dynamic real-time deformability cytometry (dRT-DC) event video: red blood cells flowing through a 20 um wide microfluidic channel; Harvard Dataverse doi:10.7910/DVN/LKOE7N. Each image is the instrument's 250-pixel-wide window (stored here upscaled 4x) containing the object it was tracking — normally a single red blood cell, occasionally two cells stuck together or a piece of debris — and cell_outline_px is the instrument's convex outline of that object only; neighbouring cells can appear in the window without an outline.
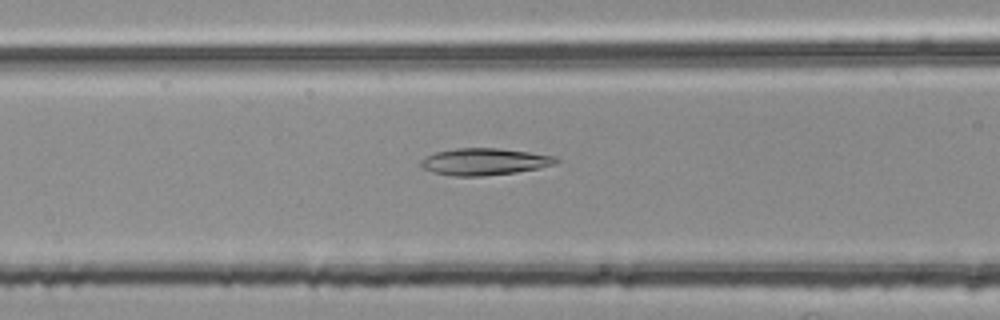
{"species": "common noctule bat (a hibernating species)", "species_latin": "Nyctalus noctula", "temperature_condition": "room temperature", "stored_images_in_passage": 54, "camera_frame_rate_fps": 3000, "um_per_image_px": 0.085, "animal": {"sex": "female", "body_mass_g": 25.1}, "frame": {"image": 1, "passage_image": 22, "time_ms": 7.0, "image_size_px": [1000, 320], "cell_outline_px": [[560, 160], [556, 164], [540, 168], [516, 172], [484, 176], [452, 176], [436, 172], [424, 168], [420, 164], [420, 160], [436, 152], [456, 148], [500, 148], [556, 156]], "centroid_in_image_um": [41.23, 13.74], "position_along_channel_um": 125.4, "area_um2": 21.1}}
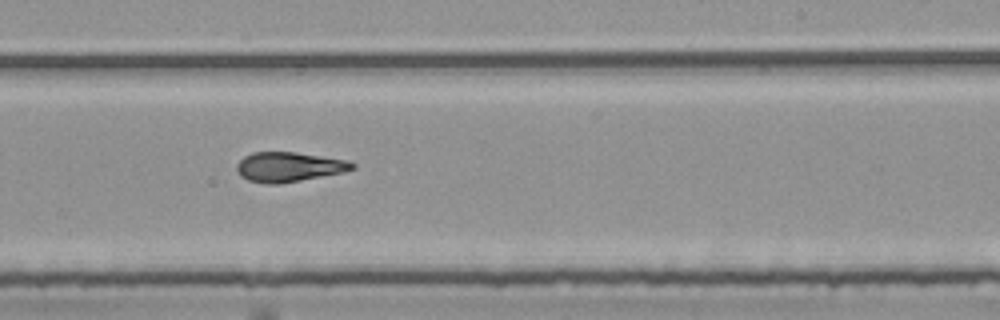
{"frame": {"image": 2, "passage_image": 33, "time_ms": 10.667, "image_size_px": [1000, 320], "cell_outline_px": [[356, 168], [344, 172], [300, 180], [276, 184], [268, 184], [248, 180], [240, 176], [236, 172], [236, 164], [244, 156], [252, 152], [296, 152], [348, 160], [356, 164]], "centroid_in_image_um": [24.54, 14.18], "position_along_channel_um": 264.5, "area_um2": 20.06}}
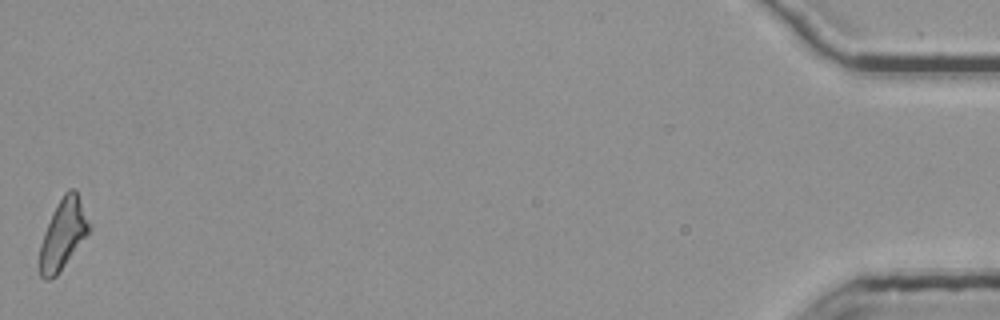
{"frame": {"image": 3, "passage_image": 54, "time_ms": 17.667, "image_size_px": [1000, 320], "cell_outline_px": [[92, 228], [56, 276], [48, 280], [44, 280], [40, 276], [40, 244], [44, 232], [52, 212], [64, 192], [68, 188], [76, 188]], "centroid_in_image_um": [5.36, 19.87], "position_along_channel_um": 429.8, "area_um2": 20.11}, "authors_computed_cell_mechanics": {"area_um2": 20.2011, "velocity_mm_per_s": 3.7942, "shape_relaxation_time_tau1_ms": null, "shape_relaxation_time_tau2_ms": 1.8683, "deformation_change_tau1": null, "deformation_change_tau2": 0.0928}}